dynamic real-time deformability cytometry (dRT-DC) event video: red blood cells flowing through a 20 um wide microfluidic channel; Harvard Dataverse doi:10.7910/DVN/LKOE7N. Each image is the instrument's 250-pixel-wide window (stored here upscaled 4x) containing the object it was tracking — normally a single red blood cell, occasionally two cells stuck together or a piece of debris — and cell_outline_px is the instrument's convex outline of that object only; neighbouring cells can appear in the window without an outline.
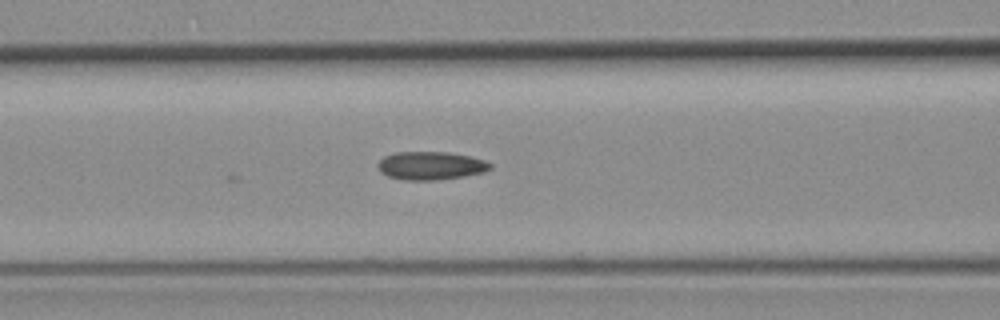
{"species": "common noctule bat (a hibernating species)", "species_latin": "Nyctalus noctula", "temperature_condition": "room temperature", "stored_images_in_passage": 5, "camera_frame_rate_fps": 3000, "um_per_image_px": 0.085, "animal": {"sex": "female", "body_mass_g": 19.3, "forearm_length_mm": 54.1}, "frame": {"image": 1, "passage_image": 5, "time_ms": 1.333, "image_size_px": [1000, 320], "cell_outline_px": [[492, 168], [484, 172], [464, 176], [436, 180], [404, 180], [388, 176], [380, 172], [376, 164], [384, 156], [396, 152], [448, 152], [472, 156], [484, 160], [492, 164]], "centroid_in_image_um": [36.61, 14.08], "position_along_channel_um": 130.0, "area_um2": 18.61}}